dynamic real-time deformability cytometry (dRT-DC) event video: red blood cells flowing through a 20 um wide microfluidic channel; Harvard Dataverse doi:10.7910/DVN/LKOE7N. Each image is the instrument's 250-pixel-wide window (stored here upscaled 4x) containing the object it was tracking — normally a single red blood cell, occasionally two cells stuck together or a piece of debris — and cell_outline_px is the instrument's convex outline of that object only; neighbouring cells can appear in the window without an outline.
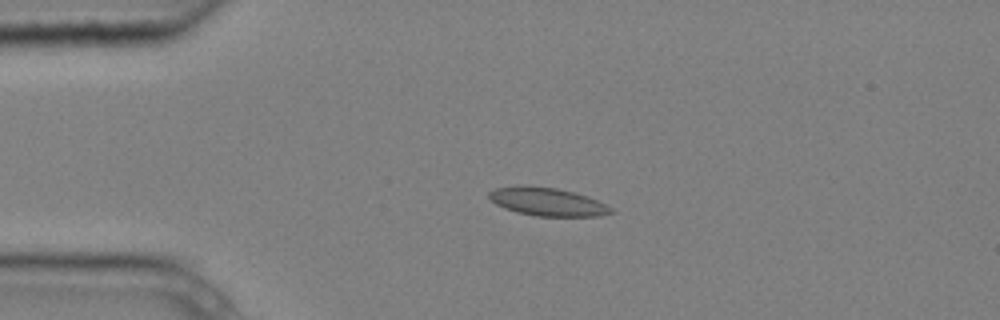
{"species": "common noctule bat (a hibernating species)", "species_latin": "Nyctalus noctula", "temperature_condition": "cold", "stored_images_in_passage": 4, "camera_frame_rate_fps": 3000, "um_per_image_px": 0.085, "animal": {"sex": "male", "body_mass_g": 20.4}, "frame": {"image": 1, "passage_image": 3, "time_ms": 0.667, "image_size_px": [1000, 320], "cell_outline_px": [[616, 212], [600, 216], [536, 216], [516, 212], [504, 208], [496, 204], [488, 196], [488, 192], [496, 188], [520, 184], [524, 184], [556, 188], [588, 196], [612, 208]], "centroid_in_image_um": [46.5, 17.14], "position_along_channel_um": 38.5, "area_um2": 20.17}}